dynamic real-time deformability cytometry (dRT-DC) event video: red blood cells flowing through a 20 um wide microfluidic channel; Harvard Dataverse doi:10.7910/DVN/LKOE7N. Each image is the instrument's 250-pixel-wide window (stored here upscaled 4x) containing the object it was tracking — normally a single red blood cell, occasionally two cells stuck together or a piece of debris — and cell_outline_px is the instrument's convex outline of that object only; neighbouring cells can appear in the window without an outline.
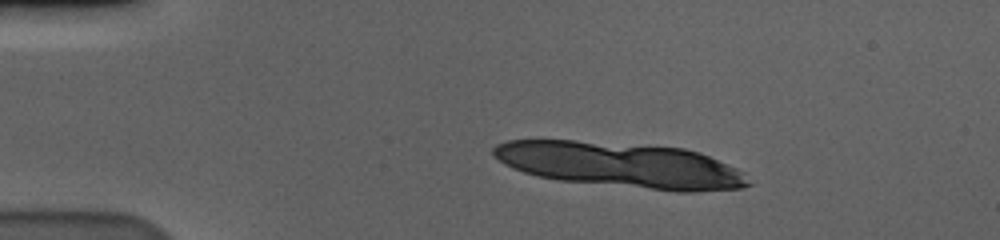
{"species": "human", "species_latin": "Homo sapiens", "temperature_condition": "cold", "stored_images_in_passage": 15, "camera_frame_rate_fps": 3000, "um_per_image_px": 0.085, "donor": {"sex": "male"}, "frame": {"image": 1, "passage_image": 9, "time_ms": 2.667, "image_size_px": [1000, 240], "cell_outline_px": [[752, 184], [740, 188], [696, 192], [676, 192], [560, 180], [536, 176], [512, 168], [504, 164], [492, 156], [492, 148], [496, 144], [508, 140], [576, 140], [684, 148], [700, 152], [736, 168], [744, 172]], "centroid_in_image_um": [52.76, 14.03], "position_along_channel_um": 32.2, "area_um2": 67.57}}